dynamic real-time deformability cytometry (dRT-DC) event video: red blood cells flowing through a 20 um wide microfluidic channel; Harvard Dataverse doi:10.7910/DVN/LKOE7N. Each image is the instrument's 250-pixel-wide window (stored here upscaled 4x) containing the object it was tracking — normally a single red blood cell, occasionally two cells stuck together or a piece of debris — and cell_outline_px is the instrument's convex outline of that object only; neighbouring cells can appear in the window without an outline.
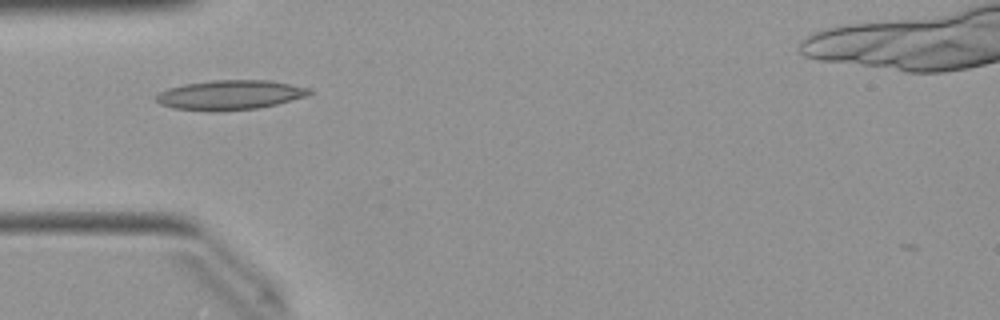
{"species": "Egyptian fruit bat (a non-hibernating species)", "species_latin": "Rousettus aegyptiacus", "temperature_condition": "warm", "stored_images_in_passage": 30, "camera_frame_rate_fps": 3000, "um_per_image_px": 0.085, "animal": {"sex": "female"}, "frame": {"image": 1, "passage_image": 2, "time_ms": 0.333, "image_size_px": [1000, 320], "cell_outline_px": [[312, 92], [308, 96], [260, 108], [216, 112], [212, 112], [176, 108], [160, 104], [156, 100], [156, 96], [160, 92], [168, 88], [184, 84], [212, 80], [268, 80], [312, 88]], "centroid_in_image_um": [19.58, 8.07], "position_along_channel_um": 65.4, "area_um2": 26.59}}
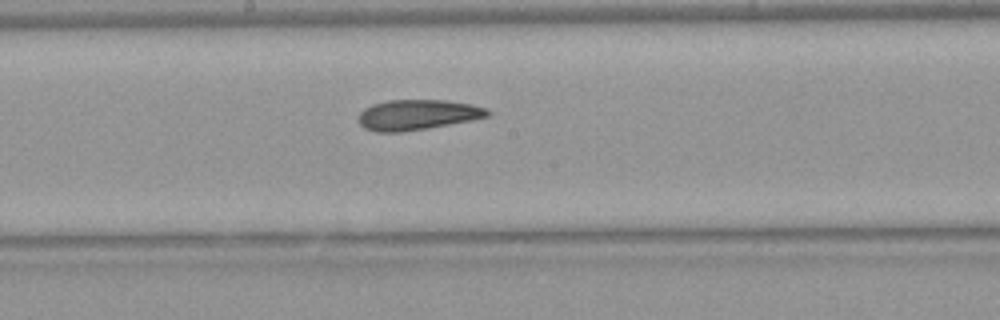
{"frame": {"image": 2, "passage_image": 13, "time_ms": 4.0, "image_size_px": [1000, 320], "cell_outline_px": [[492, 112], [488, 116], [472, 120], [428, 128], [404, 132], [376, 132], [364, 128], [360, 124], [360, 112], [364, 108], [372, 104], [388, 100], [448, 100], [472, 104], [484, 108]], "centroid_in_image_um": [35.48, 9.75], "position_along_channel_um": 212.7, "area_um2": 22.83}}
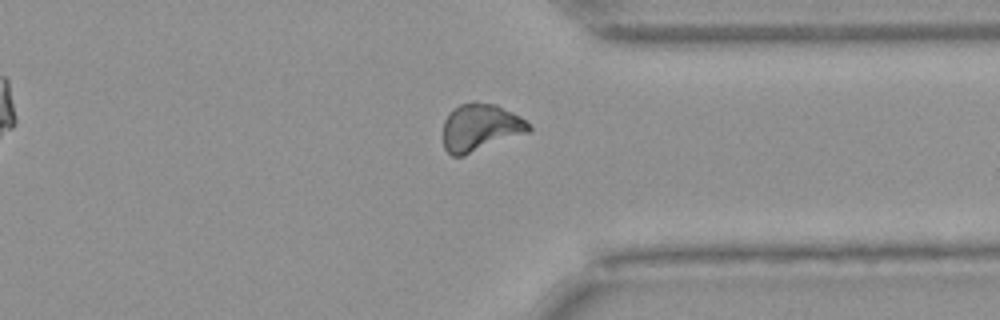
{"frame": {"image": 3, "passage_image": 25, "time_ms": 8.0, "image_size_px": [1000, 320], "cell_outline_px": [[532, 132], [464, 156], [452, 156], [444, 148], [444, 120], [452, 108], [460, 104], [476, 100], [496, 104], [520, 116], [532, 124]], "centroid_in_image_um": [40.88, 10.83], "position_along_channel_um": 370.5, "area_um2": 24.33}, "authors_computed_cell_mechanics": {"area_um2": 22.8599, "velocity_mm_per_s": 4.0185, "shape_relaxation_time_tau1_ms": 10.1797, "shape_relaxation_time_tau2_ms": 5.1259, "deformation_change_tau1": 0.1994, "deformation_change_tau2": 0.1315}}